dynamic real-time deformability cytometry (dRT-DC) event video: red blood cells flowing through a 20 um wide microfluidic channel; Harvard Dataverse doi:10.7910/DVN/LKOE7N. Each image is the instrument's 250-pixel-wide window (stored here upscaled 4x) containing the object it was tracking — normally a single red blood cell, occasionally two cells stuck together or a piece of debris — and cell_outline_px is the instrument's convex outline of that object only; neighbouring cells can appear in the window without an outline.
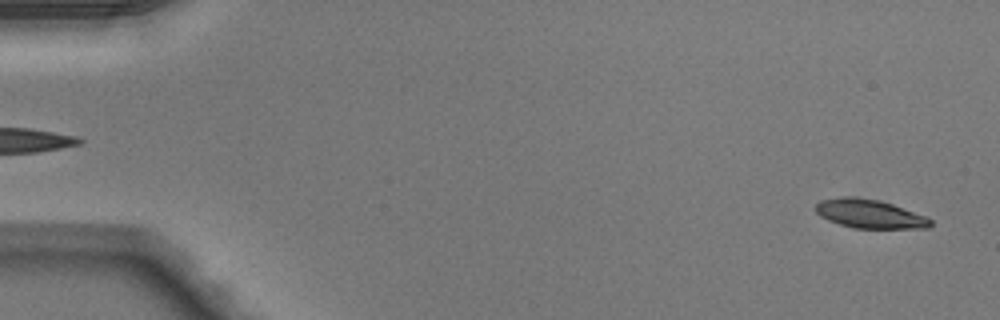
{"species": "Egyptian fruit bat (a non-hibernating species)", "species_latin": "Rousettus aegyptiacus", "temperature_condition": "warm", "stored_images_in_passage": 14, "camera_frame_rate_fps": 3000, "um_per_image_px": 0.085, "animal": {"sex": "male"}, "frame": {"image": 1, "passage_image": 2, "time_ms": 0.333, "image_size_px": [1000, 320], "cell_outline_px": [[932, 224], [928, 228], [856, 228], [840, 224], [828, 220], [820, 216], [816, 212], [816, 204], [820, 200], [840, 196], [856, 196], [880, 200], [892, 204], [924, 216], [932, 220]], "centroid_in_image_um": [73.88, 18.16], "position_along_channel_um": 11.1, "area_um2": 19.19}}
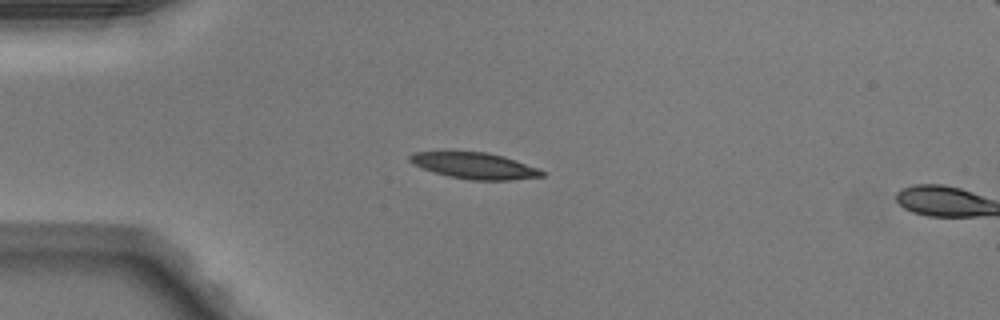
{"frame": {"image": 2, "passage_image": 13, "time_ms": 4.0, "image_size_px": [1000, 320], "cell_outline_px": [[544, 176], [512, 180], [468, 180], [448, 176], [412, 164], [408, 160], [408, 156], [416, 152], [444, 148], [488, 152], [504, 156], [540, 168], [544, 172]], "centroid_in_image_um": [40.28, 14.03], "position_along_channel_um": 44.7, "area_um2": 21.21}}